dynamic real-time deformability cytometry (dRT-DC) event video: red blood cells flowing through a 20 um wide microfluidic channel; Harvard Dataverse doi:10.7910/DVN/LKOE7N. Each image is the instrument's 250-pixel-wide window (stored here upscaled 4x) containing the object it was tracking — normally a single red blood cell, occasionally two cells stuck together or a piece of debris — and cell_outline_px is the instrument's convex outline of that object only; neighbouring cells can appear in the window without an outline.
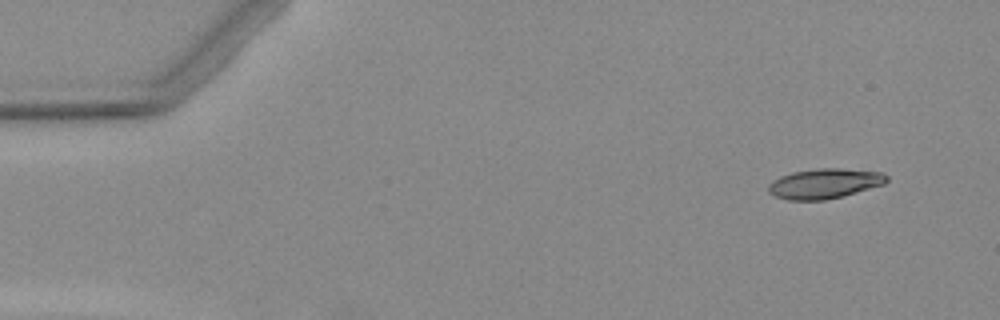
{"species": "Egyptian fruit bat (a non-hibernating species)", "species_latin": "Rousettus aegyptiacus", "temperature_condition": "warm", "stored_images_in_passage": 4, "camera_frame_rate_fps": 3000, "um_per_image_px": 0.085, "animal": {"sex": "female"}, "frame": {"image": 1, "passage_image": 1, "time_ms": 0.0, "image_size_px": [1000, 320], "cell_outline_px": [[888, 180], [884, 184], [840, 196], [824, 200], [788, 200], [776, 196], [768, 192], [768, 184], [772, 180], [780, 176], [792, 172], [816, 168], [840, 168], [880, 172], [888, 176]], "centroid_in_image_um": [70.04, 15.59], "position_along_channel_um": 15.0, "area_um2": 20.52}}